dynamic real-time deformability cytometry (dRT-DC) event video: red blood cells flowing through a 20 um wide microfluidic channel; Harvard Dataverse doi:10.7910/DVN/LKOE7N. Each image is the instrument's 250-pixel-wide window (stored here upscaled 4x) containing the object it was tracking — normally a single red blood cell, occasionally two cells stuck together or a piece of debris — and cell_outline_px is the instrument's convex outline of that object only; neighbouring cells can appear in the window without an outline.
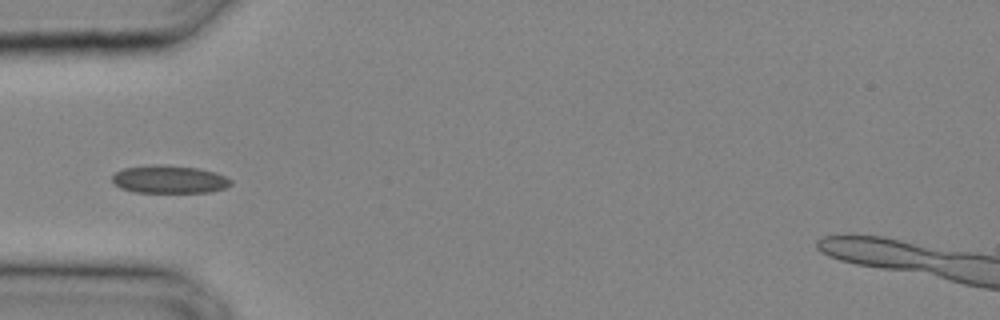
{"species": "common noctule bat (a hibernating species)", "species_latin": "Nyctalus noctula", "temperature_condition": "cold", "stored_images_in_passage": 29, "camera_frame_rate_fps": 3000, "um_per_image_px": 0.085, "animal": {"sex": "male", "body_mass_g": 20.4}, "frame": {"image": 1, "passage_image": 9, "time_ms": 2.667, "image_size_px": [1000, 320], "cell_outline_px": [[232, 184], [224, 188], [208, 192], [136, 192], [120, 188], [112, 184], [112, 176], [116, 172], [124, 168], [152, 164], [164, 164], [200, 168], [216, 172], [232, 180]], "centroid_in_image_um": [14.37, 15.23], "position_along_channel_um": 70.6, "area_um2": 19.48}}
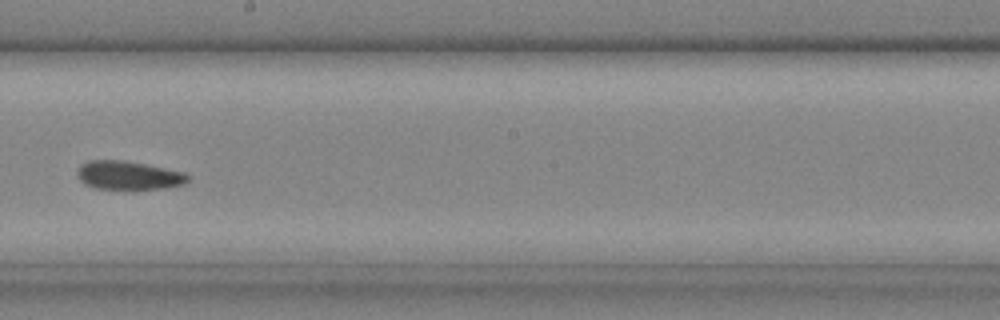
{"frame": {"image": 2, "passage_image": 17, "time_ms": 5.333, "image_size_px": [1000, 320], "cell_outline_px": [[188, 180], [184, 184], [168, 188], [136, 192], [132, 192], [96, 188], [84, 184], [76, 176], [76, 172], [80, 164], [88, 160], [120, 160], [144, 164], [184, 172], [188, 176]], "centroid_in_image_um": [10.89, 14.96], "position_along_channel_um": 237.3, "area_um2": 19.31}}